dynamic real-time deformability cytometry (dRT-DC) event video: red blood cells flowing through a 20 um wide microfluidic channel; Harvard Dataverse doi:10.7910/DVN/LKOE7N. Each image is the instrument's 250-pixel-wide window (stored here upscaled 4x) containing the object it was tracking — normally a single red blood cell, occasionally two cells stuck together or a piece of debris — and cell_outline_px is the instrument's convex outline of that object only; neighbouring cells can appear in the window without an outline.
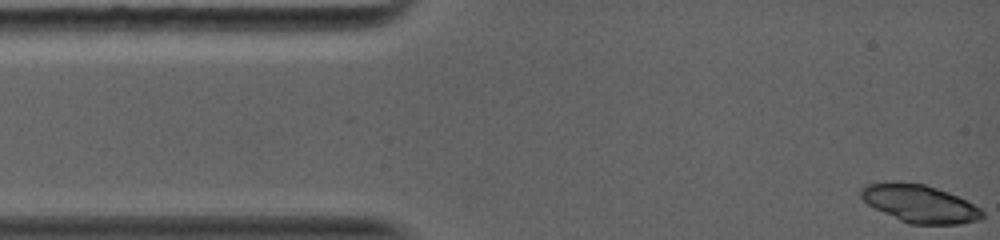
{"species": "common noctule bat (a hibernating species)", "species_latin": "Nyctalus noctula", "temperature_condition": "warm", "stored_images_in_passage": 4, "camera_frame_rate_fps": 5000, "um_per_image_px": 0.085, "animal": {"sex": "female", "body_mass_g": 19.0, "forearm_length_mm": 56.7}, "frame": {"image": 1, "passage_image": 1, "time_ms": 0.0, "image_size_px": [1000, 240], "cell_outline_px": [[984, 216], [980, 220], [960, 224], [908, 224], [868, 204], [860, 196], [860, 188], [864, 184], [892, 180], [896, 180], [924, 184], [948, 192], [980, 208], [984, 212]], "centroid_in_image_um": [78.14, 17.29], "position_along_channel_um": 6.9, "area_um2": 26.82}}